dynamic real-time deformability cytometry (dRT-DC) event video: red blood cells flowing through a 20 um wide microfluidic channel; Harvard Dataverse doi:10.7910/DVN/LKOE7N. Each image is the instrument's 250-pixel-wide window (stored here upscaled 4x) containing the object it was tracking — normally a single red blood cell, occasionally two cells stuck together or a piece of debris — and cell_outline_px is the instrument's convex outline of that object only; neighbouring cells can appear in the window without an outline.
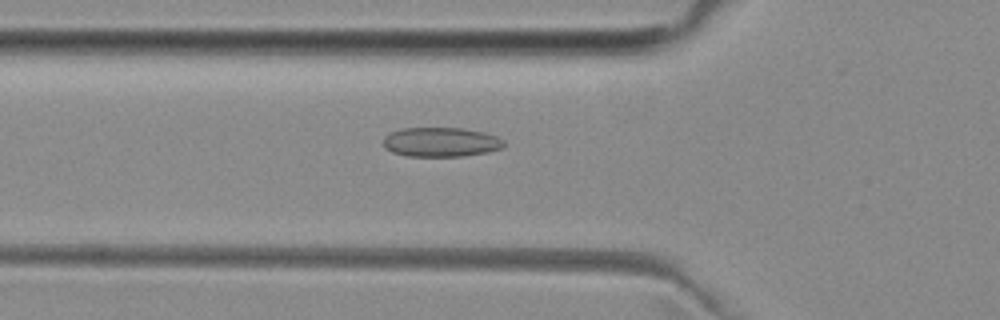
{"species": "common noctule bat (a hibernating species)", "species_latin": "Nyctalus noctula", "temperature_condition": "room temperature", "stored_images_in_passage": 28, "camera_frame_rate_fps": 3000, "um_per_image_px": 0.085, "animal": {"sex": "female", "body_mass_g": 29.2, "forearm_length_mm": 56.3}, "frame": {"image": 1, "passage_image": 3, "time_ms": 0.667, "image_size_px": [1000, 320], "cell_outline_px": [[504, 148], [488, 152], [464, 156], [408, 156], [392, 152], [384, 148], [384, 136], [388, 132], [400, 128], [460, 128], [484, 132], [496, 136], [504, 140]], "centroid_in_image_um": [37.46, 12.07], "position_along_channel_um": 88.3, "area_um2": 20.87}}
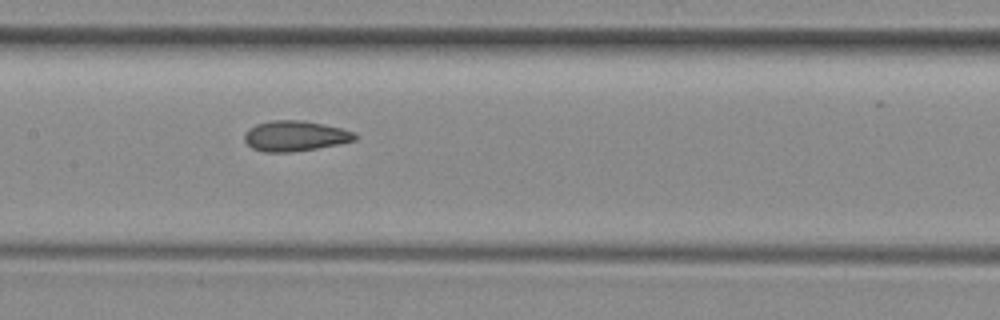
{"frame": {"image": 2, "passage_image": 10, "time_ms": 3.0, "image_size_px": [1000, 320], "cell_outline_px": [[356, 140], [340, 144], [292, 152], [264, 152], [252, 148], [244, 140], [244, 136], [256, 124], [272, 120], [304, 120], [324, 124], [356, 132]], "centroid_in_image_um": [25.12, 11.56], "position_along_channel_um": 182.3, "area_um2": 19.48}}
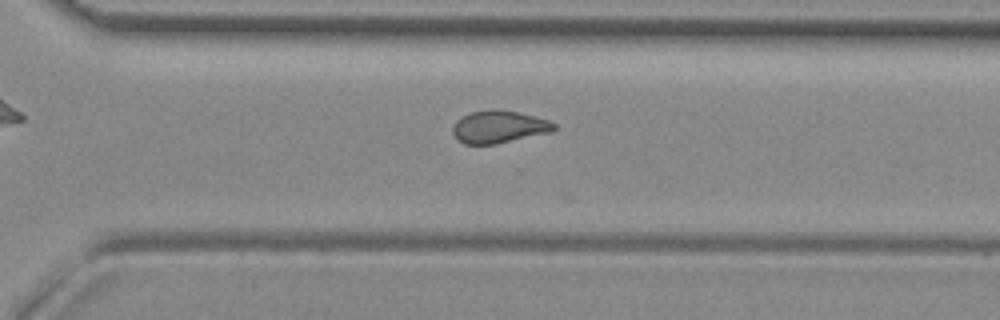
{"frame": {"image": 3, "passage_image": 21, "time_ms": 6.667, "image_size_px": [1000, 320], "cell_outline_px": [[556, 128], [552, 132], [496, 144], [464, 144], [456, 140], [452, 132], [452, 128], [456, 120], [460, 116], [472, 112], [492, 108], [496, 108], [516, 112], [548, 120], [556, 124]], "centroid_in_image_um": [42.37, 10.78], "position_along_channel_um": 328.2, "area_um2": 19.36}}